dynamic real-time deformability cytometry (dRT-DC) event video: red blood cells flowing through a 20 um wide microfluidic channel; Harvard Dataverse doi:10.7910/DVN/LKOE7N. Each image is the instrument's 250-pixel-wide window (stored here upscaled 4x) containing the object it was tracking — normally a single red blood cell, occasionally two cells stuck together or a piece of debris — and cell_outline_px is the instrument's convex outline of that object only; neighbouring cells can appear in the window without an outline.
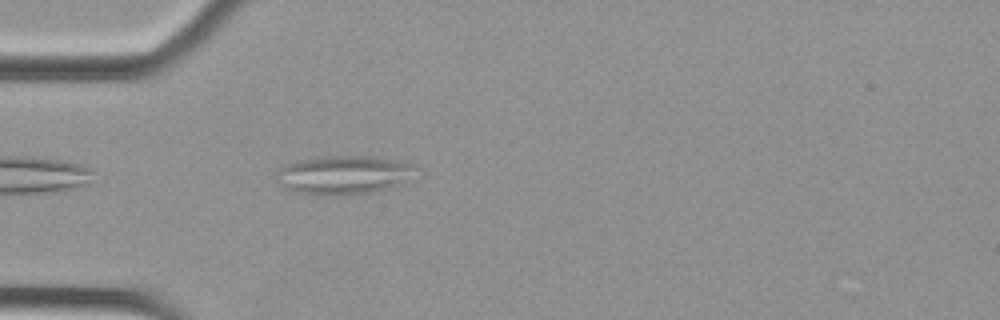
{"species": "Egyptian fruit bat (a non-hibernating species)", "species_latin": "Rousettus aegyptiacus", "temperature_condition": "cold", "stored_images_in_passage": 39, "camera_frame_rate_fps": 3000, "um_per_image_px": 0.085, "animal": {"sex": "female"}, "frame": {"image": 1, "passage_image": 1, "time_ms": 0.0, "image_size_px": [1000, 320], "cell_outline_px": [[416, 168], [392, 188], [372, 192], [296, 192], [284, 188], [276, 180], [276, 172], [284, 164], [296, 160], [328, 156], [376, 156], [408, 160]], "centroid_in_image_um": [29.19, 14.79], "position_along_channel_um": 55.8, "area_um2": 30.46}}
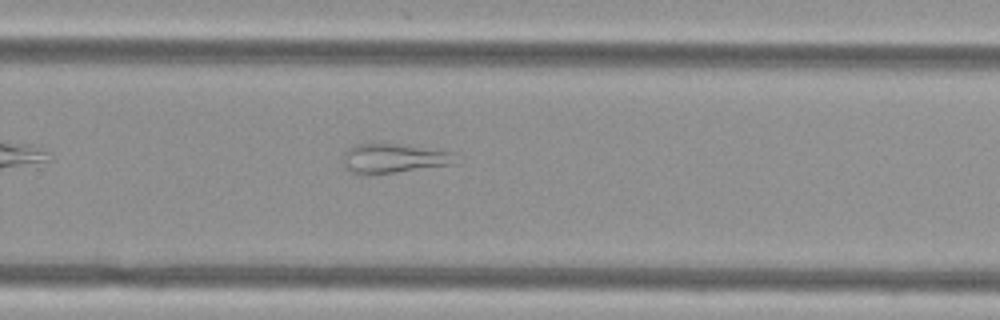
{"frame": {"image": 2, "passage_image": 21, "time_ms": 6.667, "image_size_px": [1000, 320], "cell_outline_px": [[452, 164], [392, 172], [352, 172], [344, 168], [344, 152], [348, 148], [356, 144], [400, 144], [452, 152]], "centroid_in_image_um": [33.39, 13.43], "position_along_channel_um": 296.4, "area_um2": 18.21}}
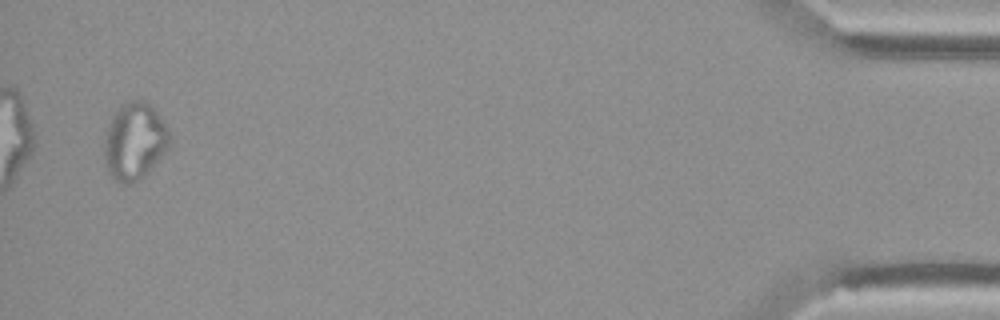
{"frame": {"image": 3, "passage_image": 38, "time_ms": 12.333, "image_size_px": [1000, 320], "cell_outline_px": [[168, 148], [144, 176], [140, 180], [128, 184], [124, 184], [116, 180], [112, 176], [108, 168], [104, 152], [104, 140], [112, 116], [124, 104], [132, 100], [144, 100], [156, 112], [168, 128]], "centroid_in_image_um": [11.43, 12.02], "position_along_channel_um": 423.8, "area_um2": 28.5}, "authors_computed_cell_mechanics": {"area_um2": 23.8714, "velocity_mm_per_s": 3.718, "shape_relaxation_time_tau1_ms": null, "shape_relaxation_time_tau2_ms": 2.2038, "deformation_change_tau1": null, "deformation_change_tau2": 0.1081}}